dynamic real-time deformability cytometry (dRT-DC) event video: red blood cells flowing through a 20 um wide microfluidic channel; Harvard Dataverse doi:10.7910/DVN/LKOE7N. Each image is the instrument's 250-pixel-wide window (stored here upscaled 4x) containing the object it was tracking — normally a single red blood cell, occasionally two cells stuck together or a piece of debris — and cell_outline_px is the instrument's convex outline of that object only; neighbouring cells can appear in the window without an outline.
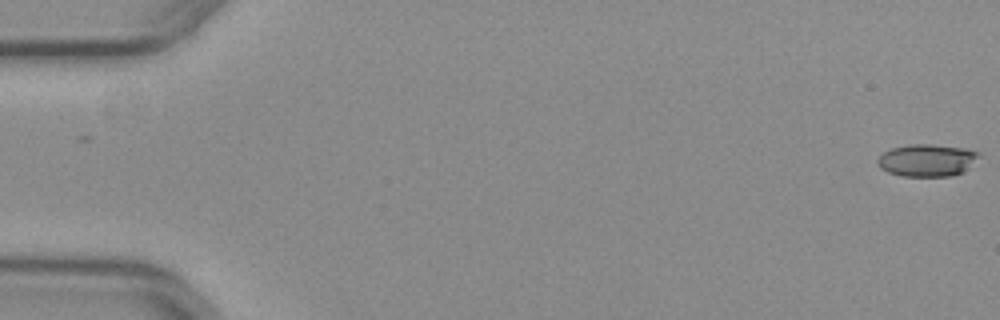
{"species": "common noctule bat (a hibernating species)", "species_latin": "Nyctalus noctula", "temperature_condition": "warm", "stored_images_in_passage": 53, "camera_frame_rate_fps": 3000, "um_per_image_px": 0.085, "animal": {"sex": "female", "body_mass_g": 29.2, "forearm_length_mm": 56.3}, "frame": {"image": 1, "passage_image": 1, "time_ms": 0.0, "image_size_px": [1000, 320], "cell_outline_px": [[980, 156], [964, 172], [952, 176], [904, 176], [888, 172], [880, 168], [876, 164], [876, 160], [884, 152], [892, 148], [908, 144], [932, 144], [964, 148], [980, 152]], "centroid_in_image_um": [78.79, 13.62], "position_along_channel_um": 6.2, "area_um2": 19.19}}
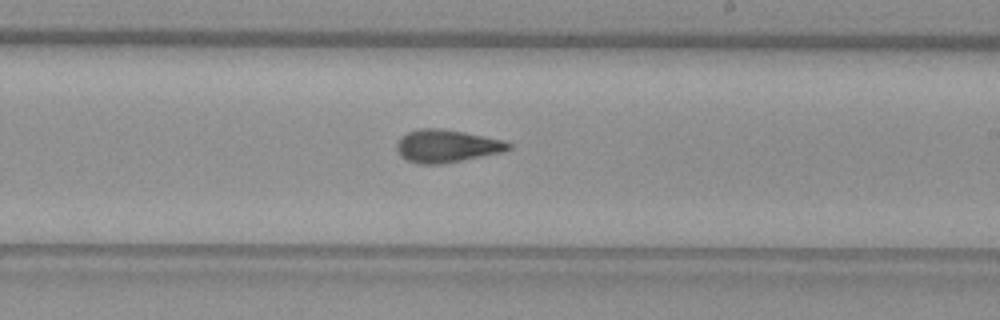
{"frame": {"image": 2, "passage_image": 32, "time_ms": 10.333, "image_size_px": [1000, 320], "cell_outline_px": [[512, 148], [504, 152], [440, 164], [420, 164], [408, 160], [400, 156], [396, 148], [396, 144], [400, 136], [416, 128], [440, 128], [464, 132], [504, 140], [512, 144]], "centroid_in_image_um": [37.96, 12.4], "position_along_channel_um": 251.0, "area_um2": 21.44}}
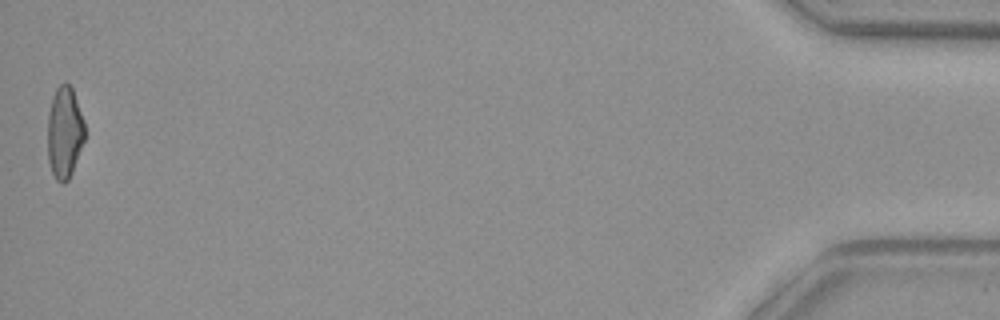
{"frame": {"image": 3, "passage_image": 53, "time_ms": 17.333, "image_size_px": [1000, 320], "cell_outline_px": [[84, 140], [72, 172], [68, 180], [64, 184], [60, 184], [56, 180], [52, 172], [48, 160], [48, 116], [52, 96], [56, 88], [64, 80], [72, 88], [84, 120]], "centroid_in_image_um": [5.48, 11.26], "position_along_channel_um": 429.7, "area_um2": 19.88}, "authors_computed_cell_mechanics": {"area_um2": 20.4034, "velocity_mm_per_s": 3.9823, "shape_relaxation_time_tau1_ms": null, "shape_relaxation_time_tau2_ms": 2.2143, "deformation_change_tau1": null, "deformation_change_tau2": 0.0998}}